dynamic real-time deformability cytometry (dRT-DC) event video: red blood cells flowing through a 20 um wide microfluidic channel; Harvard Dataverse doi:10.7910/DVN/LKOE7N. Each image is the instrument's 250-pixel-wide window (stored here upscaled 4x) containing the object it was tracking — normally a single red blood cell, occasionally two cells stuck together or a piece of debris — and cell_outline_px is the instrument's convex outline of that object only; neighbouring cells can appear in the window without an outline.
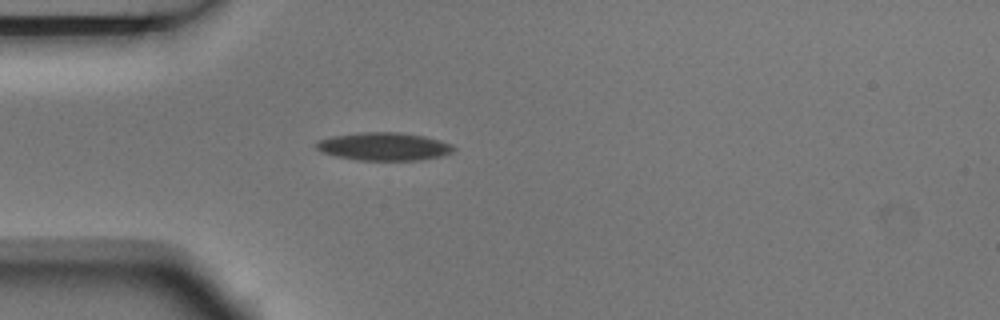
{"species": "Egyptian fruit bat (a non-hibernating species)", "species_latin": "Rousettus aegyptiacus", "temperature_condition": "room temperature", "stored_images_in_passage": 5, "camera_frame_rate_fps": 3000, "um_per_image_px": 0.085, "animal": {"sex": "male"}, "frame": {"image": 1, "passage_image": 5, "time_ms": 1.333, "image_size_px": [1000, 320], "cell_outline_px": [[456, 148], [452, 152], [444, 156], [416, 160], [356, 160], [336, 156], [320, 152], [316, 148], [316, 144], [320, 140], [332, 136], [360, 132], [396, 132], [424, 136], [440, 140], [452, 144]], "centroid_in_image_um": [32.65, 12.45], "position_along_channel_um": 52.4, "area_um2": 22.43}}